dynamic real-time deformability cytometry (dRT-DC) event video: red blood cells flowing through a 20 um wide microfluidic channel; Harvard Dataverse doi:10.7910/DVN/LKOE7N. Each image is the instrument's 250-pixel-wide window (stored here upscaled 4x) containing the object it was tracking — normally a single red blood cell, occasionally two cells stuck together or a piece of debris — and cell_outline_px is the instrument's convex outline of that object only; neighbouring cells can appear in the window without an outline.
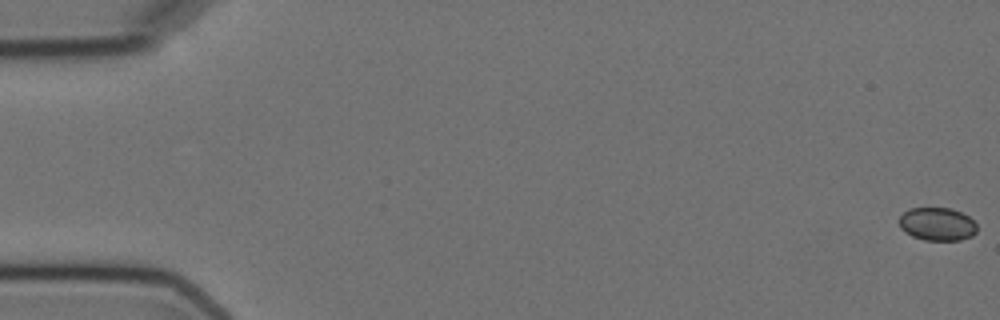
{"species": "Egyptian fruit bat (a non-hibernating species)", "species_latin": "Rousettus aegyptiacus", "temperature_condition": "cold", "stored_images_in_passage": 8, "camera_frame_rate_fps": 3000, "um_per_image_px": 0.085, "animal": {"sex": "female"}, "frame": {"image": 1, "passage_image": 1, "time_ms": 0.0, "image_size_px": [1000, 320], "cell_outline_px": [[976, 232], [972, 236], [960, 240], [924, 240], [912, 236], [904, 232], [900, 228], [900, 216], [904, 212], [912, 208], [952, 208], [968, 216], [976, 224]], "centroid_in_image_um": [79.66, 19.05], "position_along_channel_um": 5.3, "area_um2": 14.97}}
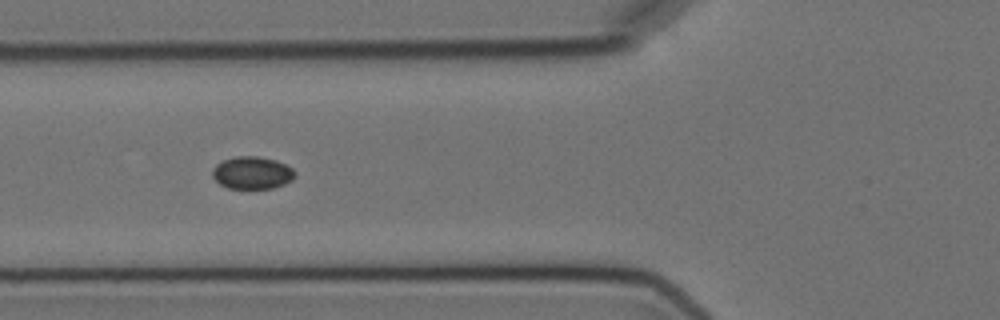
{"frame": {"image": 2, "passage_image": 7, "time_ms": 7.0, "image_size_px": [1000, 320], "cell_outline_px": [[296, 176], [292, 180], [284, 184], [272, 188], [228, 188], [220, 184], [212, 176], [212, 168], [216, 164], [224, 160], [236, 156], [256, 156], [276, 160], [292, 168], [296, 172]], "centroid_in_image_um": [21.44, 14.68], "position_along_channel_um": 104.4, "area_um2": 15.61}}
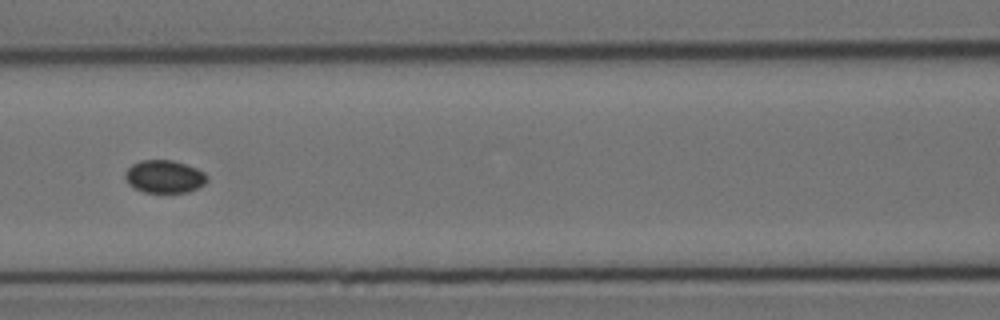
{"frame": {"image": 3, "passage_image": 8, "time_ms": 8.333, "image_size_px": [1000, 320], "cell_outline_px": [[208, 180], [204, 184], [188, 192], [144, 192], [128, 184], [124, 176], [124, 172], [132, 164], [140, 160], [172, 160], [196, 168], [204, 172], [208, 176]], "centroid_in_image_um": [13.96, 15.0], "position_along_channel_um": 152.6, "area_um2": 15.61}}